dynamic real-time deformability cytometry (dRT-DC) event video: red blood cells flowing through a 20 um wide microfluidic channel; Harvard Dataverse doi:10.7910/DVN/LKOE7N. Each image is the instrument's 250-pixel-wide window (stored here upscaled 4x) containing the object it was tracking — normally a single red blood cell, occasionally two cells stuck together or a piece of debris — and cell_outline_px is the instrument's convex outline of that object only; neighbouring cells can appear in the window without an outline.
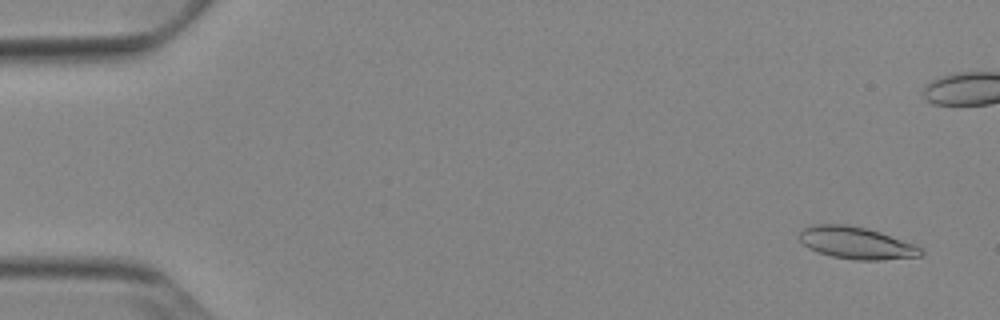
{"species": "Egyptian fruit bat (a non-hibernating species)", "species_latin": "Rousettus aegyptiacus", "temperature_condition": "cold", "stored_images_in_passage": 53, "camera_frame_rate_fps": 3000, "um_per_image_px": 0.085, "animal": {"sex": "female"}, "frame": {"image": 1, "passage_image": 3, "time_ms": 0.667, "image_size_px": [1000, 320], "cell_outline_px": [[924, 252], [920, 256], [880, 260], [856, 260], [832, 256], [816, 252], [808, 248], [800, 240], [800, 232], [804, 228], [812, 224], [848, 224], [868, 228], [880, 232], [924, 248]], "centroid_in_image_um": [72.78, 20.64], "position_along_channel_um": 12.2, "area_um2": 22.77}}
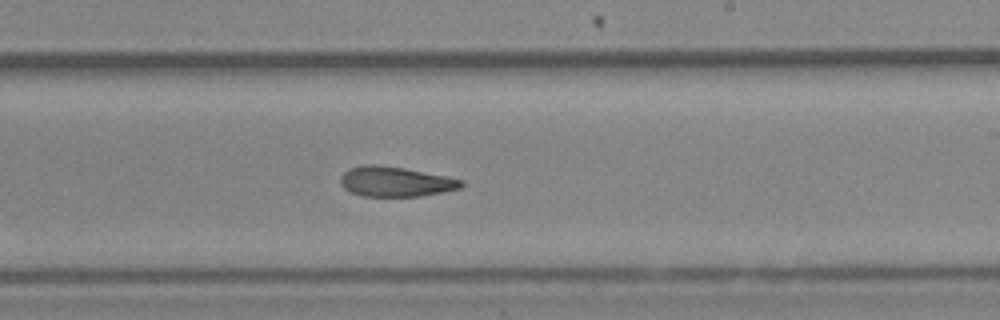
{"frame": {"image": 2, "passage_image": 32, "time_ms": 10.333, "image_size_px": [1000, 320], "cell_outline_px": [[464, 184], [460, 188], [444, 192], [420, 196], [364, 196], [352, 192], [344, 188], [340, 184], [340, 176], [348, 168], [364, 164], [376, 164], [404, 168], [464, 180]], "centroid_in_image_um": [33.59, 15.43], "position_along_channel_um": 255.4, "area_um2": 21.1}}
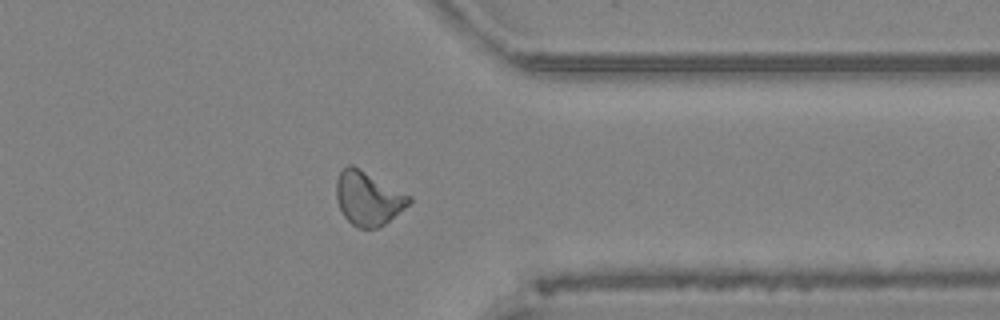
{"frame": {"image": 3, "passage_image": 42, "time_ms": 13.667, "image_size_px": [1000, 320], "cell_outline_px": [[412, 200], [404, 208], [380, 228], [356, 228], [344, 216], [336, 200], [336, 180], [340, 172], [348, 164], [352, 164], [412, 196]], "centroid_in_image_um": [31.28, 16.86], "position_along_channel_um": 380.1, "area_um2": 22.83}, "authors_computed_cell_mechanics": {"area_um2": 21.9062, "velocity_mm_per_s": 3.8794, "shape_relaxation_time_tau1_ms": null, "shape_relaxation_time_tau2_ms": 5.1116, "deformation_change_tau1": null, "deformation_change_tau2": 0.1387}}